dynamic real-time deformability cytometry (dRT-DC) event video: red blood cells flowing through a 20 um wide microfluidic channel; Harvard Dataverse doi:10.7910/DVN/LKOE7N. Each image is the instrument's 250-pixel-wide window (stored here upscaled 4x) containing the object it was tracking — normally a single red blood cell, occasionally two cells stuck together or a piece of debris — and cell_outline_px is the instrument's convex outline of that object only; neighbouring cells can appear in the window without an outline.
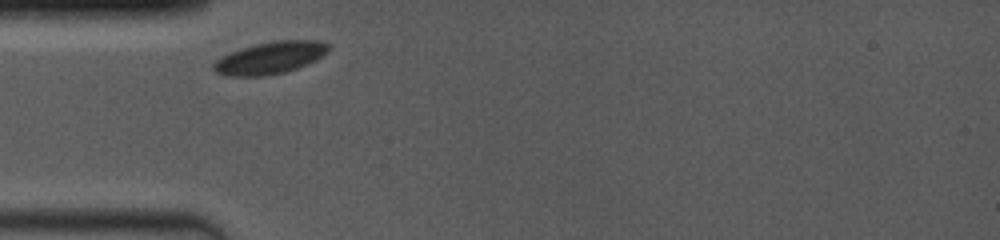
{"species": "common noctule bat (a hibernating species)", "species_latin": "Nyctalus noctula", "temperature_condition": "room temperature", "stored_images_in_passage": 2, "camera_frame_rate_fps": 4000, "um_per_image_px": 0.085, "animal": {"sex": "female", "body_mass_g": 19.0, "forearm_length_mm": 53.3}, "frame": {"image": 1, "passage_image": 1, "time_ms": 0.0, "image_size_px": [1000, 240], "cell_outline_px": [[332, 48], [328, 52], [316, 60], [308, 64], [284, 72], [264, 76], [228, 76], [216, 72], [212, 68], [212, 64], [216, 60], [240, 48], [256, 44], [276, 40], [320, 40], [328, 44]], "centroid_in_image_um": [23.0, 4.91], "position_along_channel_um": 62.0, "area_um2": 21.56}}
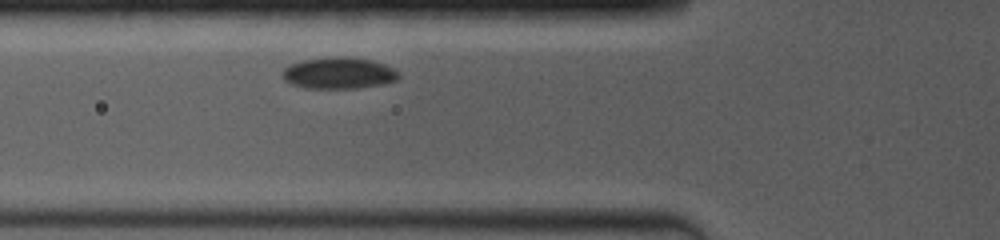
{"frame": {"image": 2, "passage_image": 2, "time_ms": 1.0, "image_size_px": [1000, 240], "cell_outline_px": [[400, 76], [396, 80], [384, 84], [356, 88], [308, 88], [292, 84], [284, 80], [284, 68], [292, 64], [304, 60], [336, 56], [372, 60], [384, 64], [400, 72]], "centroid_in_image_um": [28.84, 6.22], "position_along_channel_um": 97.0, "area_um2": 21.04}}